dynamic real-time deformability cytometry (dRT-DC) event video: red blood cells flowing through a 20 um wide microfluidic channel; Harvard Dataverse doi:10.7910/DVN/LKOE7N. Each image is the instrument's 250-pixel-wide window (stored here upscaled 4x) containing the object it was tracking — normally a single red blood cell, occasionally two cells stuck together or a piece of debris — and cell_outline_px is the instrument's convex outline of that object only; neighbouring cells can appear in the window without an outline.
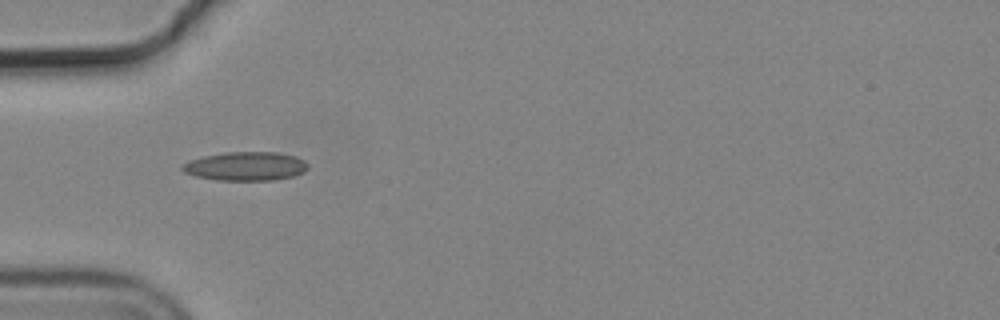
{"species": "common noctule bat (a hibernating species)", "species_latin": "Nyctalus noctula", "temperature_condition": "cold", "stored_images_in_passage": 3, "camera_frame_rate_fps": 3000, "um_per_image_px": 0.085, "animal": {"sex": "male", "body_mass_g": 19.2, "forearm_length_mm": 51.8}, "frame": {"image": 1, "passage_image": 2, "time_ms": 0.333, "image_size_px": [1000, 320], "cell_outline_px": [[308, 168], [304, 172], [292, 176], [276, 180], [216, 180], [196, 176], [184, 172], [180, 168], [180, 164], [188, 160], [204, 156], [224, 152], [276, 152], [296, 156], [304, 160], [308, 164]], "centroid_in_image_um": [20.86, 14.12], "position_along_channel_um": 64.1, "area_um2": 21.27}}
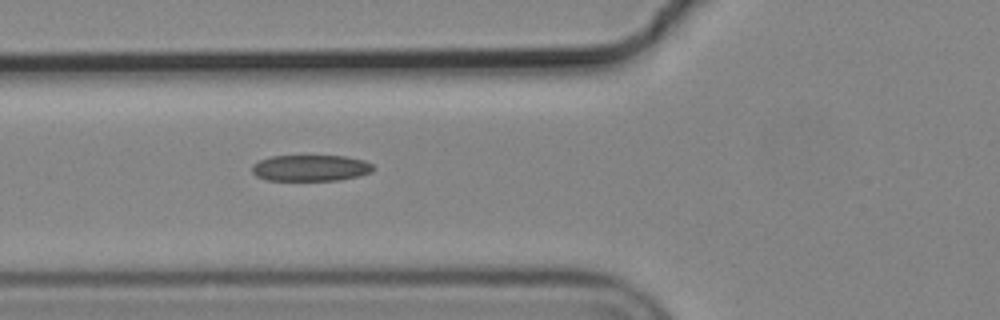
{"frame": {"image": 2, "passage_image": 3, "time_ms": 0.667, "image_size_px": [1000, 320], "cell_outline_px": [[372, 172], [360, 176], [336, 180], [268, 180], [256, 176], [252, 172], [252, 164], [260, 160], [272, 156], [344, 156], [364, 160], [372, 164]], "centroid_in_image_um": [26.39, 14.28], "position_along_channel_um": 99.4, "area_um2": 18.44}}